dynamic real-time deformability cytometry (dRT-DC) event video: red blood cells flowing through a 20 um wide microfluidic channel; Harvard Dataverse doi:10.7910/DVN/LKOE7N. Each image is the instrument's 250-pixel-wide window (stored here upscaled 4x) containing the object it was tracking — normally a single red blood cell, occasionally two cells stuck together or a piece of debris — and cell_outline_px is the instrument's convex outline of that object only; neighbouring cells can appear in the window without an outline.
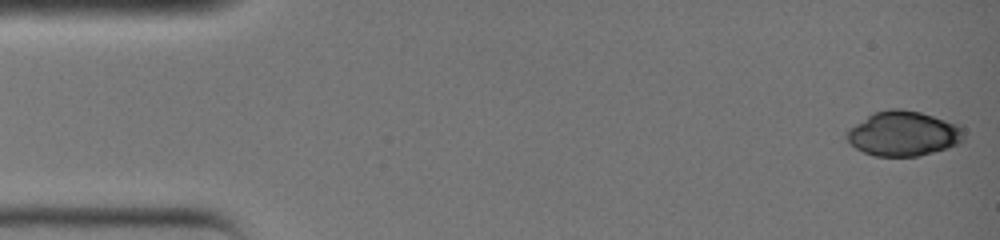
{"species": "common noctule bat (a hibernating species)", "species_latin": "Nyctalus noctula", "temperature_condition": "warm", "stored_images_in_passage": 36, "camera_frame_rate_fps": 3000, "um_per_image_px": 0.085, "animal": {"sex": "female", "body_mass_g": 19.0, "forearm_length_mm": 51.5}, "frame": {"image": 1, "passage_image": 1, "time_ms": 0.0, "image_size_px": [1000, 240], "cell_outline_px": [[964, 140], [960, 144], [948, 148], [920, 156], [876, 156], [864, 152], [856, 148], [848, 140], [848, 132], [852, 128], [868, 116], [876, 112], [920, 112], [932, 116], [952, 124], [960, 128], [964, 136]], "centroid_in_image_um": [76.83, 11.43], "position_along_channel_um": 8.2, "area_um2": 29.07}}
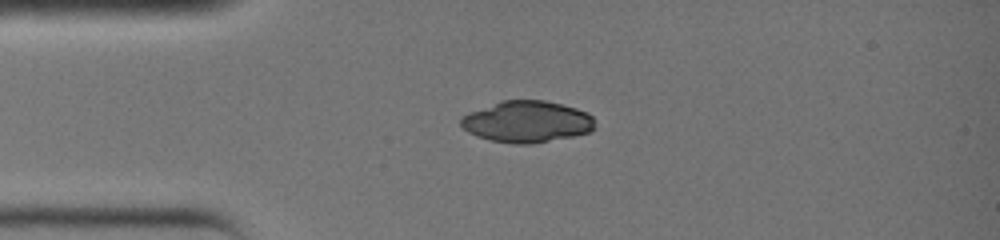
{"frame": {"image": 2, "passage_image": 9, "time_ms": 2.667, "image_size_px": [1000, 240], "cell_outline_px": [[592, 128], [588, 132], [572, 136], [532, 144], [512, 144], [488, 140], [476, 136], [468, 132], [460, 124], [460, 120], [464, 116], [472, 112], [500, 100], [544, 100], [576, 108], [592, 116]], "centroid_in_image_um": [44.74, 10.35], "position_along_channel_um": 40.3, "area_um2": 32.02}}